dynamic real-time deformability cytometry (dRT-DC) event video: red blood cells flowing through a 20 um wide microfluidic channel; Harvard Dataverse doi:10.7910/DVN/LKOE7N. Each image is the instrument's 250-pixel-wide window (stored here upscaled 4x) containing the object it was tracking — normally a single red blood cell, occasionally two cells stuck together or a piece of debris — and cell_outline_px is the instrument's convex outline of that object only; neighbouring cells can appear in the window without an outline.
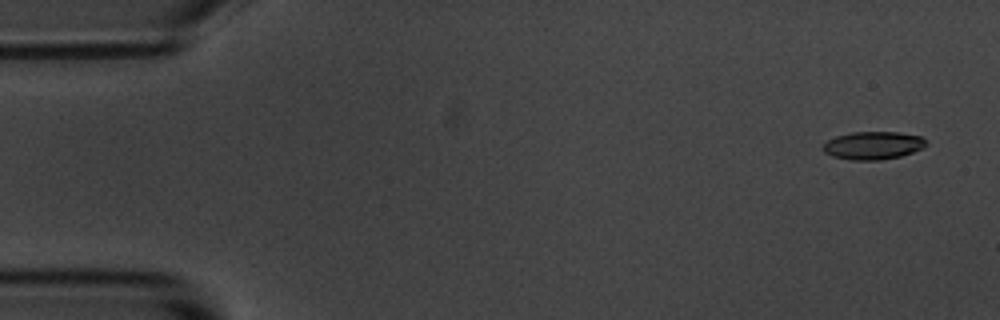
{"species": "common noctule bat (a hibernating species)", "species_latin": "Nyctalus noctula", "temperature_condition": "room temperature", "stored_images_in_passage": 4, "camera_frame_rate_fps": 3000, "um_per_image_px": 0.085, "animal": {"sex": "male", "body_mass_g": 20.1, "forearm_length_mm": 53.5}, "frame": {"image": 1, "passage_image": 1, "time_ms": 0.0, "image_size_px": [1000, 320], "cell_outline_px": [[928, 144], [924, 148], [900, 156], [880, 160], [852, 160], [832, 156], [824, 152], [820, 148], [828, 140], [836, 136], [852, 132], [900, 132], [920, 136], [928, 140]], "centroid_in_image_um": [74.23, 12.36], "position_along_channel_um": 10.8, "area_um2": 16.94}}